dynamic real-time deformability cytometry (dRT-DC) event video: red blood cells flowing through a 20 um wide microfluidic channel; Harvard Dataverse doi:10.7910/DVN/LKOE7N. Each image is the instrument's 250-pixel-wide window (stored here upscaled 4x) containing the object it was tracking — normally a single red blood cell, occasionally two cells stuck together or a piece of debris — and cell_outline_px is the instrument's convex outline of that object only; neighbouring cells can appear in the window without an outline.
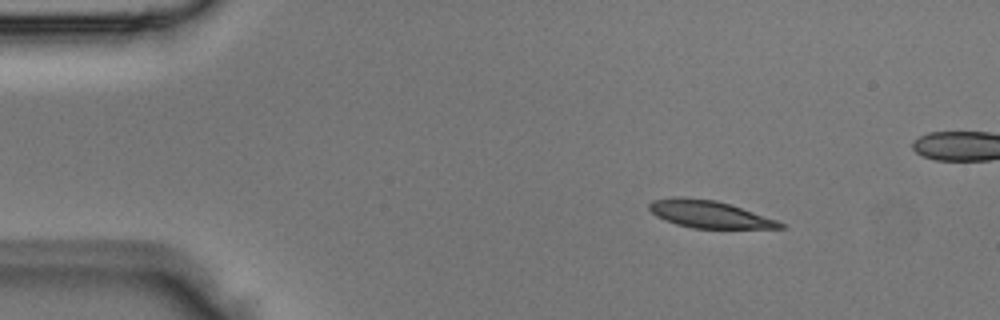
{"species": "Egyptian fruit bat (a non-hibernating species)", "species_latin": "Rousettus aegyptiacus", "temperature_condition": "room temperature", "stored_images_in_passage": 3, "segment_of_instrument_passage": [2, 2], "camera_frame_rate_fps": 3000, "um_per_image_px": 0.085, "animal": {"sex": "male"}, "frame": {"image": 1, "passage_image": 3, "time_ms": 0.667, "image_size_px": [1000, 320], "cell_outline_px": [[784, 228], [692, 228], [676, 224], [664, 220], [656, 216], [648, 208], [648, 204], [652, 200], [676, 196], [680, 196], [716, 200], [776, 220], [784, 224]], "centroid_in_image_um": [60.2, 18.2], "position_along_channel_um": 24.8, "area_um2": 20.58}}